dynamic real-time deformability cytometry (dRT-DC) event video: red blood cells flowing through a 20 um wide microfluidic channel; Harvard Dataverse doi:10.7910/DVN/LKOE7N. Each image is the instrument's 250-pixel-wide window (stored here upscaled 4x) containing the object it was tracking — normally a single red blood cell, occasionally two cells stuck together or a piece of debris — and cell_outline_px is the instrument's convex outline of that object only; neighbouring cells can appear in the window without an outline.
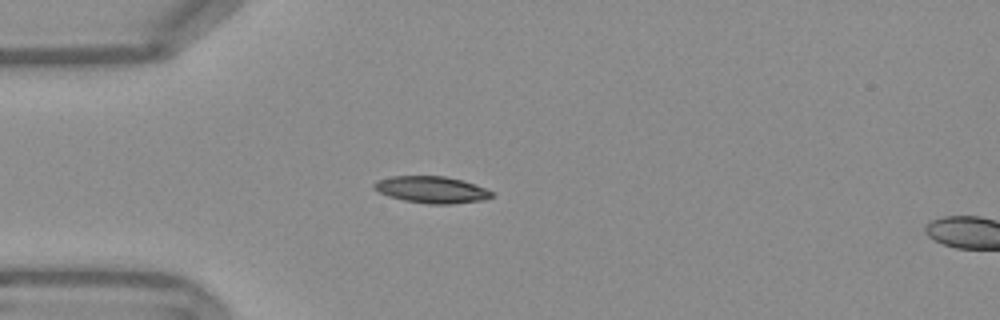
{"species": "Egyptian fruit bat (a non-hibernating species)", "species_latin": "Rousettus aegyptiacus", "temperature_condition": "warm", "stored_images_in_passage": 40, "camera_frame_rate_fps": 3000, "um_per_image_px": 0.085, "frame": {"image": 1, "passage_image": 1, "time_ms": 0.0, "image_size_px": [1000, 320], "cell_outline_px": [[496, 196], [484, 200], [452, 204], [428, 204], [404, 200], [388, 196], [372, 188], [372, 184], [376, 180], [392, 176], [444, 176], [464, 180], [484, 188], [492, 192]], "centroid_in_image_um": [36.69, 16.12], "position_along_channel_um": 48.3, "area_um2": 18.5}}
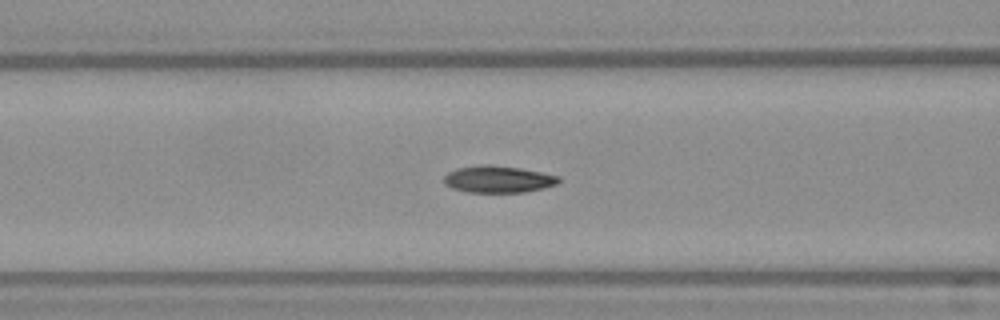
{"frame": {"image": 2, "passage_image": 8, "time_ms": 2.333, "image_size_px": [1000, 320], "cell_outline_px": [[560, 180], [556, 184], [544, 188], [524, 192], [464, 192], [452, 188], [444, 184], [444, 176], [448, 172], [456, 168], [480, 164], [488, 164], [520, 168], [560, 176]], "centroid_in_image_um": [42.31, 15.23], "position_along_channel_um": 124.3, "area_um2": 18.09}}
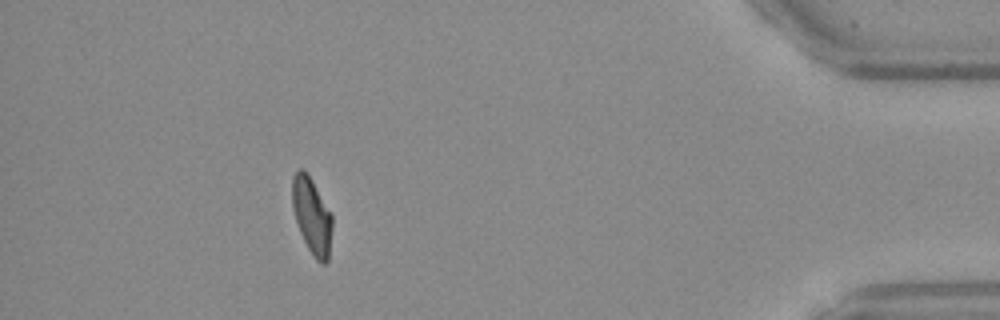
{"frame": {"image": 3, "passage_image": 35, "time_ms": 11.333, "image_size_px": [1000, 320], "cell_outline_px": [[332, 228], [328, 260], [324, 264], [320, 264], [312, 256], [300, 232], [292, 208], [292, 176], [300, 168], [304, 168], [308, 172], [332, 216]], "centroid_in_image_um": [26.5, 18.33], "position_along_channel_um": 408.7, "area_um2": 17.8}, "authors_computed_cell_mechanics": {"area_um2": 17.8313, "velocity_mm_per_s": 3.7783, "shape_relaxation_time_tau1_ms": 10.8574, "shape_relaxation_time_tau2_ms": 2.0047, "deformation_change_tau1": 0.2768, "deformation_change_tau2": 0.0765}}